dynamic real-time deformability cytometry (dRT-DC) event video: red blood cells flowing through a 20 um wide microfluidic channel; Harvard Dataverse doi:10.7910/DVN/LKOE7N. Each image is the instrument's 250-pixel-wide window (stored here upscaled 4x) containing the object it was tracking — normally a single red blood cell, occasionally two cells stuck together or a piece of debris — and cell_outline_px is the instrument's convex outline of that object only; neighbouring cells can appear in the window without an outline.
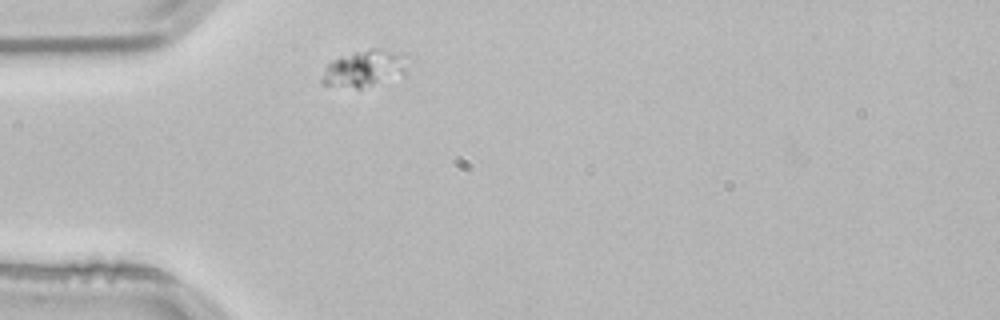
{"species": "common noctule bat (a hibernating species)", "species_latin": "Nyctalus noctula", "temperature_condition": "room temperature", "stored_images_in_passage": 43, "camera_frame_rate_fps": 3000, "um_per_image_px": 0.085, "animal": {"sex": "male", "body_mass_g": 21.5, "forearm_length_mm": 52.0}, "frame": {"image": 1, "passage_image": 1, "time_ms": 0.0, "image_size_px": [1000, 320], "cell_outline_px": [[416, 60], [404, 76], [360, 88], [356, 88], [320, 84], [320, 80], [324, 68], [332, 60], [340, 56], [372, 48], [376, 48], [416, 56]], "centroid_in_image_um": [31.15, 5.8], "position_along_channel_um": 53.9, "area_um2": 19.25}}
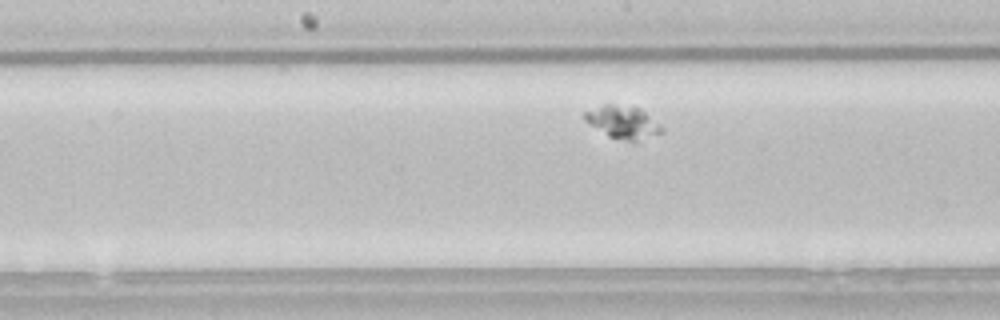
{"frame": {"image": 2, "passage_image": 14, "time_ms": 4.333, "image_size_px": [1000, 320], "cell_outline_px": [[664, 132], [636, 140], [624, 140], [608, 136], [584, 120], [584, 112], [604, 104], [612, 104], [640, 108], [660, 124], [664, 128]], "centroid_in_image_um": [52.95, 10.37], "position_along_channel_um": 195.2, "area_um2": 14.33}}
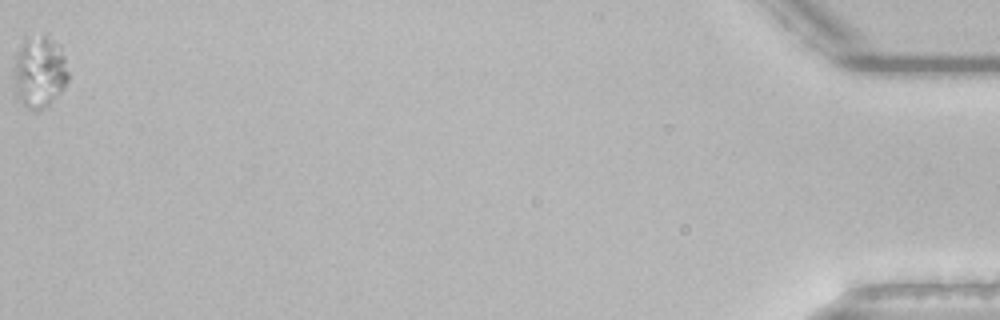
{"frame": {"image": 3, "passage_image": 43, "time_ms": 14.0, "image_size_px": [1000, 320], "cell_outline_px": [[68, 80], [64, 88], [48, 108], [36, 112], [24, 108], [20, 104], [16, 96], [12, 76], [12, 68], [16, 52], [20, 44], [28, 36], [44, 32], [60, 44], [64, 56], [68, 72]], "centroid_in_image_um": [3.32, 6.12], "position_along_channel_um": 431.9, "area_um2": 24.22}}